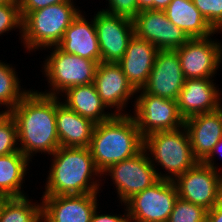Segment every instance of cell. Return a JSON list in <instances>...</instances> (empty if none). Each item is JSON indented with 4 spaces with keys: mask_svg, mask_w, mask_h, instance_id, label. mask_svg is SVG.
Returning a JSON list of instances; mask_svg holds the SVG:
<instances>
[{
    "mask_svg": "<svg viewBox=\"0 0 222 222\" xmlns=\"http://www.w3.org/2000/svg\"><path fill=\"white\" fill-rule=\"evenodd\" d=\"M98 193L42 196V222H90Z\"/></svg>",
    "mask_w": 222,
    "mask_h": 222,
    "instance_id": "2e32d148",
    "label": "cell"
},
{
    "mask_svg": "<svg viewBox=\"0 0 222 222\" xmlns=\"http://www.w3.org/2000/svg\"><path fill=\"white\" fill-rule=\"evenodd\" d=\"M185 80L177 52L159 50L147 82L137 91L177 101Z\"/></svg>",
    "mask_w": 222,
    "mask_h": 222,
    "instance_id": "5bb4252c",
    "label": "cell"
},
{
    "mask_svg": "<svg viewBox=\"0 0 222 222\" xmlns=\"http://www.w3.org/2000/svg\"><path fill=\"white\" fill-rule=\"evenodd\" d=\"M56 97V128L61 147H89L95 123Z\"/></svg>",
    "mask_w": 222,
    "mask_h": 222,
    "instance_id": "44dd1931",
    "label": "cell"
},
{
    "mask_svg": "<svg viewBox=\"0 0 222 222\" xmlns=\"http://www.w3.org/2000/svg\"><path fill=\"white\" fill-rule=\"evenodd\" d=\"M219 170L198 162L173 181L178 197L210 210L222 201V174Z\"/></svg>",
    "mask_w": 222,
    "mask_h": 222,
    "instance_id": "30bf717a",
    "label": "cell"
},
{
    "mask_svg": "<svg viewBox=\"0 0 222 222\" xmlns=\"http://www.w3.org/2000/svg\"><path fill=\"white\" fill-rule=\"evenodd\" d=\"M172 0H153V10L164 11Z\"/></svg>",
    "mask_w": 222,
    "mask_h": 222,
    "instance_id": "8d00e7d4",
    "label": "cell"
},
{
    "mask_svg": "<svg viewBox=\"0 0 222 222\" xmlns=\"http://www.w3.org/2000/svg\"><path fill=\"white\" fill-rule=\"evenodd\" d=\"M207 217L212 222H222V201L207 210Z\"/></svg>",
    "mask_w": 222,
    "mask_h": 222,
    "instance_id": "e575fe53",
    "label": "cell"
},
{
    "mask_svg": "<svg viewBox=\"0 0 222 222\" xmlns=\"http://www.w3.org/2000/svg\"><path fill=\"white\" fill-rule=\"evenodd\" d=\"M50 48L53 52L43 62V70L52 89L41 93L60 97L70 87L94 83L97 61L65 53L58 46Z\"/></svg>",
    "mask_w": 222,
    "mask_h": 222,
    "instance_id": "8992f818",
    "label": "cell"
},
{
    "mask_svg": "<svg viewBox=\"0 0 222 222\" xmlns=\"http://www.w3.org/2000/svg\"><path fill=\"white\" fill-rule=\"evenodd\" d=\"M58 47L65 53L78 55L100 63L101 53L94 17L89 22L80 12L65 30L63 39Z\"/></svg>",
    "mask_w": 222,
    "mask_h": 222,
    "instance_id": "ffe728a7",
    "label": "cell"
},
{
    "mask_svg": "<svg viewBox=\"0 0 222 222\" xmlns=\"http://www.w3.org/2000/svg\"><path fill=\"white\" fill-rule=\"evenodd\" d=\"M96 208L91 216L90 222H132L128 214L127 208L123 215L99 214Z\"/></svg>",
    "mask_w": 222,
    "mask_h": 222,
    "instance_id": "d6a6232c",
    "label": "cell"
},
{
    "mask_svg": "<svg viewBox=\"0 0 222 222\" xmlns=\"http://www.w3.org/2000/svg\"><path fill=\"white\" fill-rule=\"evenodd\" d=\"M69 0H18L22 19L31 11Z\"/></svg>",
    "mask_w": 222,
    "mask_h": 222,
    "instance_id": "1f68e13d",
    "label": "cell"
},
{
    "mask_svg": "<svg viewBox=\"0 0 222 222\" xmlns=\"http://www.w3.org/2000/svg\"><path fill=\"white\" fill-rule=\"evenodd\" d=\"M0 222H42V202L33 203L27 196L3 198Z\"/></svg>",
    "mask_w": 222,
    "mask_h": 222,
    "instance_id": "d4e9b609",
    "label": "cell"
},
{
    "mask_svg": "<svg viewBox=\"0 0 222 222\" xmlns=\"http://www.w3.org/2000/svg\"><path fill=\"white\" fill-rule=\"evenodd\" d=\"M13 65L0 60V107H7L5 111L10 113L30 91L21 89V84Z\"/></svg>",
    "mask_w": 222,
    "mask_h": 222,
    "instance_id": "484cf974",
    "label": "cell"
},
{
    "mask_svg": "<svg viewBox=\"0 0 222 222\" xmlns=\"http://www.w3.org/2000/svg\"><path fill=\"white\" fill-rule=\"evenodd\" d=\"M22 21L19 4H0V36L9 30L20 29L22 38Z\"/></svg>",
    "mask_w": 222,
    "mask_h": 222,
    "instance_id": "f546056e",
    "label": "cell"
},
{
    "mask_svg": "<svg viewBox=\"0 0 222 222\" xmlns=\"http://www.w3.org/2000/svg\"><path fill=\"white\" fill-rule=\"evenodd\" d=\"M101 62L118 63L134 36L133 21L126 17L98 11L94 16Z\"/></svg>",
    "mask_w": 222,
    "mask_h": 222,
    "instance_id": "7c38bea8",
    "label": "cell"
},
{
    "mask_svg": "<svg viewBox=\"0 0 222 222\" xmlns=\"http://www.w3.org/2000/svg\"><path fill=\"white\" fill-rule=\"evenodd\" d=\"M210 26L222 32V0H192Z\"/></svg>",
    "mask_w": 222,
    "mask_h": 222,
    "instance_id": "f1b7e54d",
    "label": "cell"
},
{
    "mask_svg": "<svg viewBox=\"0 0 222 222\" xmlns=\"http://www.w3.org/2000/svg\"><path fill=\"white\" fill-rule=\"evenodd\" d=\"M94 85L107 109L114 108L115 115H127L123 109L133 99L137 90L132 86L117 63L100 62L97 66Z\"/></svg>",
    "mask_w": 222,
    "mask_h": 222,
    "instance_id": "9a60e30c",
    "label": "cell"
},
{
    "mask_svg": "<svg viewBox=\"0 0 222 222\" xmlns=\"http://www.w3.org/2000/svg\"><path fill=\"white\" fill-rule=\"evenodd\" d=\"M177 198L175 183L160 179L150 188L133 195L123 205L132 222H167Z\"/></svg>",
    "mask_w": 222,
    "mask_h": 222,
    "instance_id": "9c48e42d",
    "label": "cell"
},
{
    "mask_svg": "<svg viewBox=\"0 0 222 222\" xmlns=\"http://www.w3.org/2000/svg\"><path fill=\"white\" fill-rule=\"evenodd\" d=\"M0 4H19L18 0H0Z\"/></svg>",
    "mask_w": 222,
    "mask_h": 222,
    "instance_id": "74e56055",
    "label": "cell"
},
{
    "mask_svg": "<svg viewBox=\"0 0 222 222\" xmlns=\"http://www.w3.org/2000/svg\"><path fill=\"white\" fill-rule=\"evenodd\" d=\"M10 115L16 123L19 150L29 159L40 152L51 156L60 147L56 96L31 89Z\"/></svg>",
    "mask_w": 222,
    "mask_h": 222,
    "instance_id": "6da1fadb",
    "label": "cell"
},
{
    "mask_svg": "<svg viewBox=\"0 0 222 222\" xmlns=\"http://www.w3.org/2000/svg\"><path fill=\"white\" fill-rule=\"evenodd\" d=\"M159 49L151 42L133 36L125 54L117 63L136 90L143 88L148 80Z\"/></svg>",
    "mask_w": 222,
    "mask_h": 222,
    "instance_id": "d6986e66",
    "label": "cell"
},
{
    "mask_svg": "<svg viewBox=\"0 0 222 222\" xmlns=\"http://www.w3.org/2000/svg\"><path fill=\"white\" fill-rule=\"evenodd\" d=\"M15 120L7 113L0 120V156L19 151Z\"/></svg>",
    "mask_w": 222,
    "mask_h": 222,
    "instance_id": "83f0119b",
    "label": "cell"
},
{
    "mask_svg": "<svg viewBox=\"0 0 222 222\" xmlns=\"http://www.w3.org/2000/svg\"><path fill=\"white\" fill-rule=\"evenodd\" d=\"M132 21L134 35L151 42L159 50H176L190 39L169 21L165 11L143 10Z\"/></svg>",
    "mask_w": 222,
    "mask_h": 222,
    "instance_id": "4fadbf2b",
    "label": "cell"
},
{
    "mask_svg": "<svg viewBox=\"0 0 222 222\" xmlns=\"http://www.w3.org/2000/svg\"><path fill=\"white\" fill-rule=\"evenodd\" d=\"M141 92V93H140ZM134 115L137 127L144 138L157 131H173L184 126L177 101L137 91Z\"/></svg>",
    "mask_w": 222,
    "mask_h": 222,
    "instance_id": "ba28073f",
    "label": "cell"
},
{
    "mask_svg": "<svg viewBox=\"0 0 222 222\" xmlns=\"http://www.w3.org/2000/svg\"><path fill=\"white\" fill-rule=\"evenodd\" d=\"M52 156L46 191L42 196L99 193L101 180L96 176L102 178V175L89 147L60 146Z\"/></svg>",
    "mask_w": 222,
    "mask_h": 222,
    "instance_id": "7a4b0ae2",
    "label": "cell"
},
{
    "mask_svg": "<svg viewBox=\"0 0 222 222\" xmlns=\"http://www.w3.org/2000/svg\"><path fill=\"white\" fill-rule=\"evenodd\" d=\"M194 157L202 162L222 138V106L184 121Z\"/></svg>",
    "mask_w": 222,
    "mask_h": 222,
    "instance_id": "ac0fdd59",
    "label": "cell"
},
{
    "mask_svg": "<svg viewBox=\"0 0 222 222\" xmlns=\"http://www.w3.org/2000/svg\"><path fill=\"white\" fill-rule=\"evenodd\" d=\"M30 161L20 150L0 156V196L4 198L27 196L21 189Z\"/></svg>",
    "mask_w": 222,
    "mask_h": 222,
    "instance_id": "cb8c5ba5",
    "label": "cell"
},
{
    "mask_svg": "<svg viewBox=\"0 0 222 222\" xmlns=\"http://www.w3.org/2000/svg\"><path fill=\"white\" fill-rule=\"evenodd\" d=\"M212 78L186 79L177 99L180 115L184 120L219 109L221 94Z\"/></svg>",
    "mask_w": 222,
    "mask_h": 222,
    "instance_id": "e0dca14e",
    "label": "cell"
},
{
    "mask_svg": "<svg viewBox=\"0 0 222 222\" xmlns=\"http://www.w3.org/2000/svg\"><path fill=\"white\" fill-rule=\"evenodd\" d=\"M207 209L181 198H177L167 222H203Z\"/></svg>",
    "mask_w": 222,
    "mask_h": 222,
    "instance_id": "4316f807",
    "label": "cell"
},
{
    "mask_svg": "<svg viewBox=\"0 0 222 222\" xmlns=\"http://www.w3.org/2000/svg\"><path fill=\"white\" fill-rule=\"evenodd\" d=\"M164 11L169 21L189 38H205L220 33L210 26L192 0H172Z\"/></svg>",
    "mask_w": 222,
    "mask_h": 222,
    "instance_id": "603a6c76",
    "label": "cell"
},
{
    "mask_svg": "<svg viewBox=\"0 0 222 222\" xmlns=\"http://www.w3.org/2000/svg\"><path fill=\"white\" fill-rule=\"evenodd\" d=\"M143 147L154 167L160 165L163 170H167L164 171L168 172L167 174L158 172L159 179L174 181L199 162L193 155L184 126L173 131H157L148 134L144 137ZM155 163L158 164L155 165Z\"/></svg>",
    "mask_w": 222,
    "mask_h": 222,
    "instance_id": "5b68a950",
    "label": "cell"
},
{
    "mask_svg": "<svg viewBox=\"0 0 222 222\" xmlns=\"http://www.w3.org/2000/svg\"><path fill=\"white\" fill-rule=\"evenodd\" d=\"M109 7L101 9L106 13L126 17L133 20L139 13L137 0H107Z\"/></svg>",
    "mask_w": 222,
    "mask_h": 222,
    "instance_id": "4dcf8cb0",
    "label": "cell"
},
{
    "mask_svg": "<svg viewBox=\"0 0 222 222\" xmlns=\"http://www.w3.org/2000/svg\"><path fill=\"white\" fill-rule=\"evenodd\" d=\"M73 3L69 0L29 12L22 21L24 48L34 51L58 46L65 30L81 12Z\"/></svg>",
    "mask_w": 222,
    "mask_h": 222,
    "instance_id": "277c9868",
    "label": "cell"
},
{
    "mask_svg": "<svg viewBox=\"0 0 222 222\" xmlns=\"http://www.w3.org/2000/svg\"><path fill=\"white\" fill-rule=\"evenodd\" d=\"M138 10H153V0H137Z\"/></svg>",
    "mask_w": 222,
    "mask_h": 222,
    "instance_id": "d590c367",
    "label": "cell"
},
{
    "mask_svg": "<svg viewBox=\"0 0 222 222\" xmlns=\"http://www.w3.org/2000/svg\"><path fill=\"white\" fill-rule=\"evenodd\" d=\"M213 38H190L175 51L186 79L213 78L220 68L222 44Z\"/></svg>",
    "mask_w": 222,
    "mask_h": 222,
    "instance_id": "8fae6325",
    "label": "cell"
},
{
    "mask_svg": "<svg viewBox=\"0 0 222 222\" xmlns=\"http://www.w3.org/2000/svg\"><path fill=\"white\" fill-rule=\"evenodd\" d=\"M143 146L144 138L134 117L128 113L95 124L89 149L102 175L115 163L134 157Z\"/></svg>",
    "mask_w": 222,
    "mask_h": 222,
    "instance_id": "3957f363",
    "label": "cell"
},
{
    "mask_svg": "<svg viewBox=\"0 0 222 222\" xmlns=\"http://www.w3.org/2000/svg\"><path fill=\"white\" fill-rule=\"evenodd\" d=\"M203 222H212L208 217H206Z\"/></svg>",
    "mask_w": 222,
    "mask_h": 222,
    "instance_id": "ab89813d",
    "label": "cell"
},
{
    "mask_svg": "<svg viewBox=\"0 0 222 222\" xmlns=\"http://www.w3.org/2000/svg\"><path fill=\"white\" fill-rule=\"evenodd\" d=\"M218 151V152H217ZM220 153L222 154V138L215 144V146L213 147L212 151L210 152V154L202 161L203 164L217 170V166L214 164L215 160L214 156Z\"/></svg>",
    "mask_w": 222,
    "mask_h": 222,
    "instance_id": "836d02e7",
    "label": "cell"
},
{
    "mask_svg": "<svg viewBox=\"0 0 222 222\" xmlns=\"http://www.w3.org/2000/svg\"><path fill=\"white\" fill-rule=\"evenodd\" d=\"M103 175L113 179L121 205L160 180L144 148L134 157L115 163Z\"/></svg>",
    "mask_w": 222,
    "mask_h": 222,
    "instance_id": "52a82bcc",
    "label": "cell"
},
{
    "mask_svg": "<svg viewBox=\"0 0 222 222\" xmlns=\"http://www.w3.org/2000/svg\"><path fill=\"white\" fill-rule=\"evenodd\" d=\"M7 114V112L4 110V111H1L0 112V120Z\"/></svg>",
    "mask_w": 222,
    "mask_h": 222,
    "instance_id": "f35d334b",
    "label": "cell"
},
{
    "mask_svg": "<svg viewBox=\"0 0 222 222\" xmlns=\"http://www.w3.org/2000/svg\"><path fill=\"white\" fill-rule=\"evenodd\" d=\"M64 95L66 98L62 103L95 124L105 122L115 115L113 112H105L107 107L99 97L94 83L70 87L61 96Z\"/></svg>",
    "mask_w": 222,
    "mask_h": 222,
    "instance_id": "7402d4cb",
    "label": "cell"
}]
</instances>
